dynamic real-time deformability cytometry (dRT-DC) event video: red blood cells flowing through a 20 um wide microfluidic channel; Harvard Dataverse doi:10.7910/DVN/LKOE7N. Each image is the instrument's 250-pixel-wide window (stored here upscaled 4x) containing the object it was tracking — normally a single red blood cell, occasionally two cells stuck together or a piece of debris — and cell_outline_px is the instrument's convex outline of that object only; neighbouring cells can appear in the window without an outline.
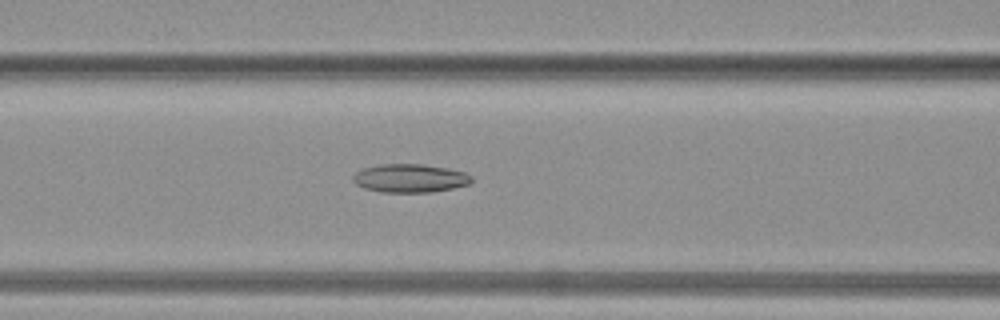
{"species": "common noctule bat (a hibernating species)", "species_latin": "Nyctalus noctula", "temperature_condition": "warm", "stored_images_in_passage": 37, "camera_frame_rate_fps": 3000, "um_per_image_px": 0.085, "animal": {"sex": "female", "body_mass_g": 19.3, "forearm_length_mm": 54.1}, "frame": {"image": 1, "passage_image": 15, "time_ms": 4.667, "image_size_px": [1000, 320], "cell_outline_px": [[472, 184], [432, 192], [380, 192], [364, 188], [356, 184], [352, 180], [352, 176], [356, 172], [364, 168], [380, 164], [424, 164], [448, 168], [464, 172], [472, 176]], "centroid_in_image_um": [34.86, 15.15], "position_along_channel_um": 131.7, "area_um2": 19.77}}
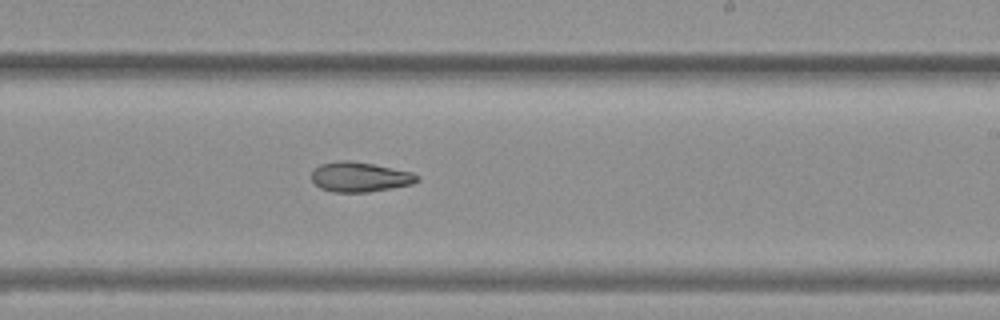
{"frame": {"image": 2, "passage_image": 22, "time_ms": 7.0, "image_size_px": [1000, 320], "cell_outline_px": [[420, 180], [412, 184], [392, 188], [368, 192], [332, 192], [320, 188], [312, 180], [312, 172], [320, 164], [344, 160], [348, 160], [372, 164], [412, 172], [420, 176]], "centroid_in_image_um": [30.61, 15.05], "position_along_channel_um": 258.4, "area_um2": 18.26}}
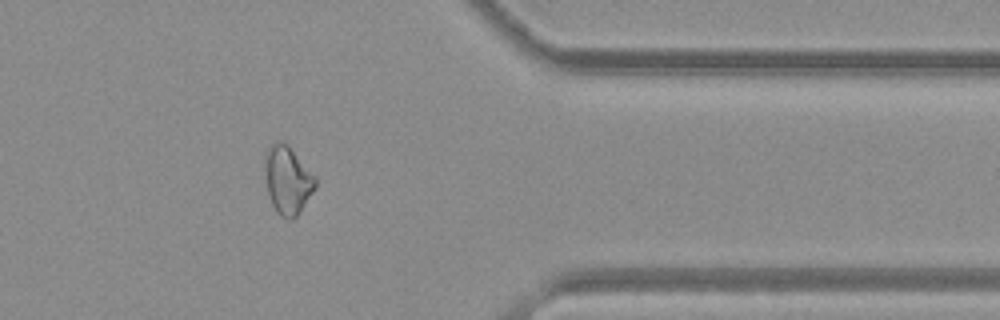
{"frame": {"image": 3, "passage_image": 30, "time_ms": 9.667, "image_size_px": [1000, 320], "cell_outline_px": [[316, 188], [300, 212], [292, 220], [288, 220], [280, 216], [276, 212], [268, 196], [264, 156], [268, 148], [272, 144], [280, 140], [288, 144], [316, 176]], "centroid_in_image_um": [24.46, 15.32], "position_along_channel_um": 386.9, "area_um2": 20.23}}